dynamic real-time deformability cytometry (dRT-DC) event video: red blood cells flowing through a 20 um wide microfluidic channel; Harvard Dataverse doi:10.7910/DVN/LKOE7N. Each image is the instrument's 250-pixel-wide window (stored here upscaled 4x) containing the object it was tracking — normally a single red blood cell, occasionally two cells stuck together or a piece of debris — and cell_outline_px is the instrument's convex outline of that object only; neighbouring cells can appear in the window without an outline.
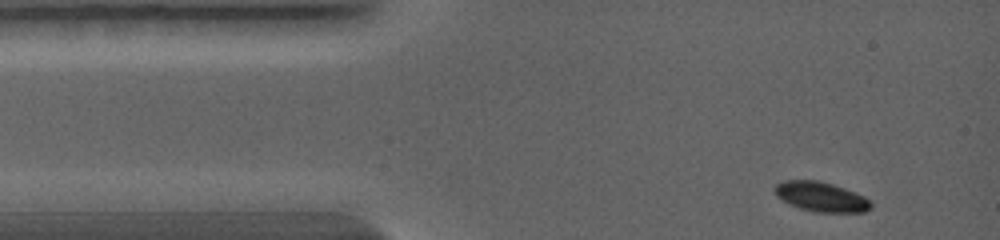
{"species": "common noctule bat (a hibernating species)", "species_latin": "Nyctalus noctula", "temperature_condition": "warm", "stored_images_in_passage": 33, "camera_frame_rate_fps": 5000, "um_per_image_px": 0.085, "animal": {"sex": "female", "body_mass_g": 19.0, "forearm_length_mm": 56.7}, "frame": {"image": 1, "passage_image": 1, "time_ms": 0.0, "image_size_px": [1000, 240], "cell_outline_px": [[872, 208], [864, 212], [816, 212], [800, 208], [788, 204], [776, 196], [772, 188], [776, 184], [784, 180], [820, 180], [844, 188], [864, 196], [872, 204]], "centroid_in_image_um": [69.75, 16.72], "position_along_channel_um": 15.3, "area_um2": 16.76}}
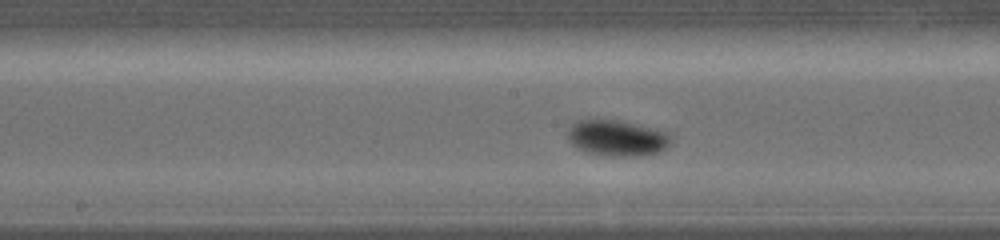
{"frame": {"image": 2, "passage_image": 20, "time_ms": 4.4, "image_size_px": [1000, 240], "cell_outline_px": [[672, 140], [664, 148], [656, 152], [628, 156], [616, 156], [588, 152], [576, 148], [568, 140], [568, 128], [576, 120], [592, 116], [624, 120], [668, 132], [672, 136]], "centroid_in_image_um": [52.38, 11.65], "position_along_channel_um": 195.8, "area_um2": 22.14}}
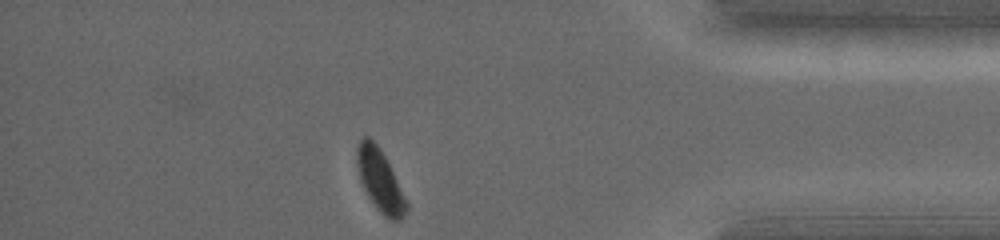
{"frame": {"image": 3, "passage_image": 33, "time_ms": 8.8, "image_size_px": [1000, 240], "cell_outline_px": [[408, 208], [404, 216], [400, 220], [388, 220], [376, 208], [368, 196], [364, 188], [356, 164], [356, 148], [360, 140], [364, 136], [368, 136], [380, 148], [408, 204]], "centroid_in_image_um": [32.28, 15.35], "position_along_channel_um": 402.9, "area_um2": 17.46}}